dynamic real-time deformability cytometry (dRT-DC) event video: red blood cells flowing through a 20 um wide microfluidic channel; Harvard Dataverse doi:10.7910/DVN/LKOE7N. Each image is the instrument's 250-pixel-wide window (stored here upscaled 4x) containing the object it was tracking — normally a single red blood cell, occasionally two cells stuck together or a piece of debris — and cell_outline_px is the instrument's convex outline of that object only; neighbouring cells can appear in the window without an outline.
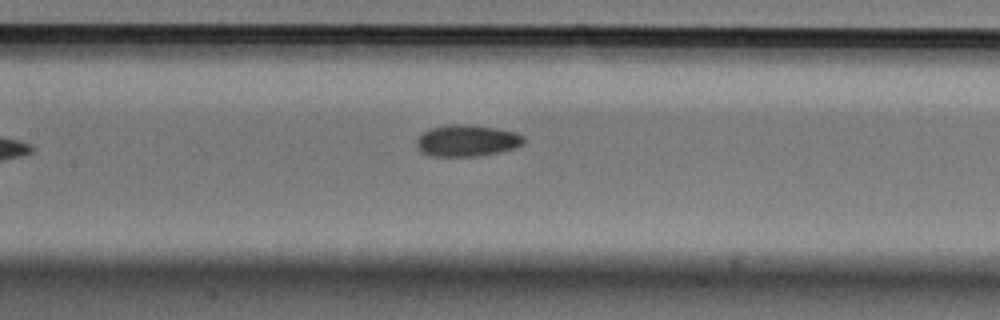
{"species": "Egyptian fruit bat (a non-hibernating species)", "species_latin": "Rousettus aegyptiacus", "temperature_condition": "cold", "stored_images_in_passage": 7, "camera_frame_rate_fps": 3000, "um_per_image_px": 0.085, "animal": {"sex": "male"}, "frame": {"image": 1, "passage_image": 7, "time_ms": 2.0, "image_size_px": [1000, 320], "cell_outline_px": [[524, 144], [516, 148], [500, 152], [476, 156], [432, 156], [424, 152], [416, 144], [416, 140], [424, 132], [432, 128], [448, 124], [468, 124], [496, 128], [516, 132], [524, 136]], "centroid_in_image_um": [39.75, 11.95], "position_along_channel_um": 167.6, "area_um2": 19.65}}